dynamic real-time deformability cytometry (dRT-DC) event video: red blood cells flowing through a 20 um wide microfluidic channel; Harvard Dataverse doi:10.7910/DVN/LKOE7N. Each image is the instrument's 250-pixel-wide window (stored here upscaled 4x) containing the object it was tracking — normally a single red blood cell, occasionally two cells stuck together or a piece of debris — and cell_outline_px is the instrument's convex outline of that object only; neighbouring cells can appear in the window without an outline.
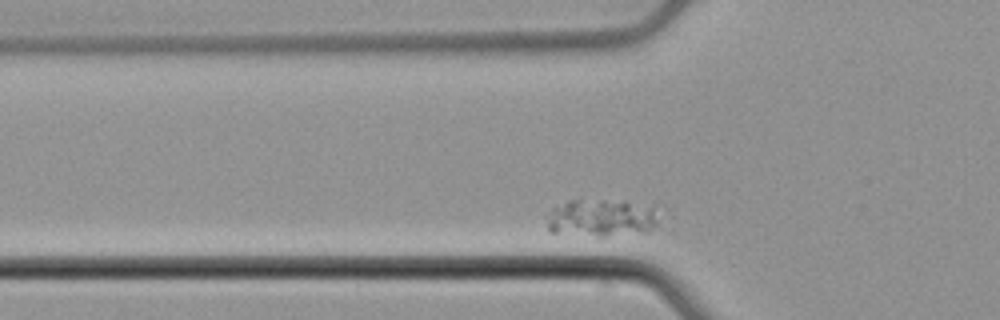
{"species": "common noctule bat (a hibernating species)", "species_latin": "Nyctalus noctula", "temperature_condition": "cold", "stored_images_in_passage": 37, "segment_of_instrument_passage": [1, 2], "camera_frame_rate_fps": 3000, "um_per_image_px": 0.085, "animal": {"sex": "male", "body_mass_g": 21.5, "forearm_length_mm": 52.0}, "frame": {"image": 1, "passage_image": 9, "time_ms": 2.667, "image_size_px": [1000, 320], "cell_outline_px": [[672, 216], [648, 232], [600, 240], [548, 232], [548, 220], [552, 208], [568, 200], [624, 200], [664, 204], [668, 208]], "centroid_in_image_um": [51.51, 18.55], "position_along_channel_um": 74.3, "area_um2": 28.21}}
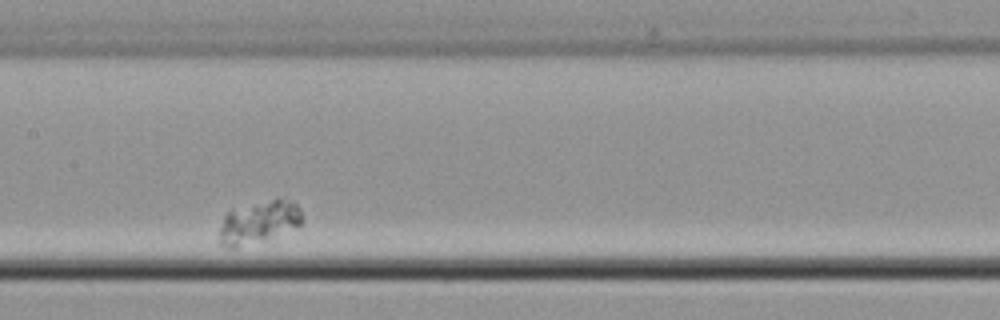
{"frame": {"image": 2, "passage_image": 19, "time_ms": 6.0, "image_size_px": [1000, 320], "cell_outline_px": [[304, 220], [300, 224], [268, 240], [236, 248], [228, 248], [220, 244], [220, 228], [224, 216], [232, 208], [276, 196], [296, 204], [300, 208]], "centroid_in_image_um": [21.99, 18.86], "position_along_channel_um": 185.4, "area_um2": 21.1}}
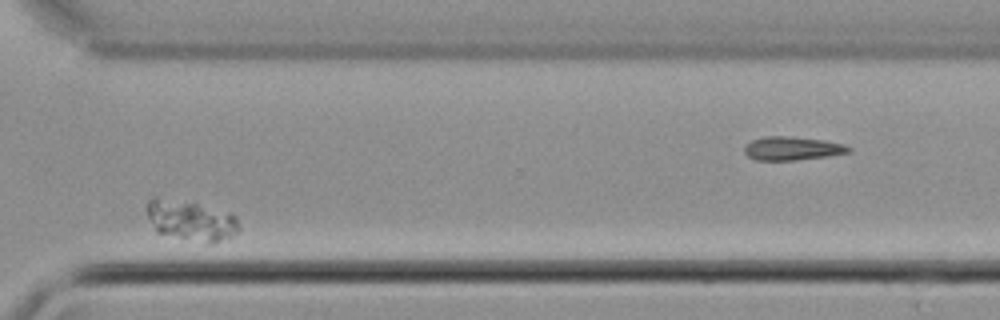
{"frame": {"image": 3, "passage_image": 34, "time_ms": 11.0, "image_size_px": [1000, 320], "cell_outline_px": [[240, 228], [232, 236], [212, 244], [208, 244], [156, 232], [144, 208], [148, 200], [156, 196], [196, 204], [232, 212], [236, 216]], "centroid_in_image_um": [16.23, 18.74], "position_along_channel_um": 354.4, "area_um2": 21.79}}